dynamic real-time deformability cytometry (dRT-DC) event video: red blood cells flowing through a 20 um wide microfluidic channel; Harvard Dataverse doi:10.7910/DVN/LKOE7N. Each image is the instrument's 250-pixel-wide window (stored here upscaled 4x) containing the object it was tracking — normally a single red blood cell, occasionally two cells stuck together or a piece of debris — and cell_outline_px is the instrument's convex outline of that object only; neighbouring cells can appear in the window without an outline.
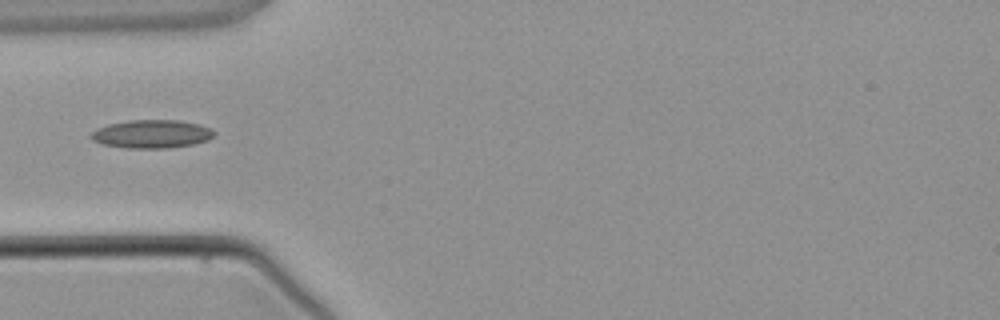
{"species": "common noctule bat (a hibernating species)", "species_latin": "Nyctalus noctula", "temperature_condition": "warm", "stored_images_in_passage": 2, "camera_frame_rate_fps": 3000, "um_per_image_px": 0.085, "animal": {"sex": "male", "body_mass_g": 21.5, "forearm_length_mm": 52.0}, "frame": {"image": 1, "passage_image": 1, "time_ms": 0.0, "image_size_px": [1000, 320], "cell_outline_px": [[216, 132], [208, 140], [192, 144], [168, 148], [124, 148], [100, 144], [92, 140], [88, 136], [96, 128], [108, 124], [128, 120], [180, 120], [200, 124]], "centroid_in_image_um": [12.84, 11.39], "position_along_channel_um": 72.2, "area_um2": 20.46}}
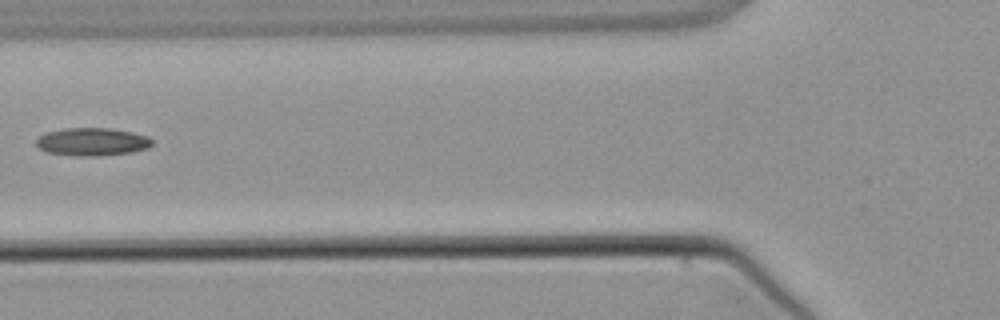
{"frame": {"image": 2, "passage_image": 2, "time_ms": 1.0, "image_size_px": [1000, 320], "cell_outline_px": [[152, 144], [148, 148], [132, 152], [100, 156], [76, 156], [48, 152], [40, 148], [36, 144], [36, 140], [44, 132], [64, 128], [112, 128], [132, 132], [148, 136], [152, 140]], "centroid_in_image_um": [7.84, 12.05], "position_along_channel_um": 118.0, "area_um2": 18.96}}